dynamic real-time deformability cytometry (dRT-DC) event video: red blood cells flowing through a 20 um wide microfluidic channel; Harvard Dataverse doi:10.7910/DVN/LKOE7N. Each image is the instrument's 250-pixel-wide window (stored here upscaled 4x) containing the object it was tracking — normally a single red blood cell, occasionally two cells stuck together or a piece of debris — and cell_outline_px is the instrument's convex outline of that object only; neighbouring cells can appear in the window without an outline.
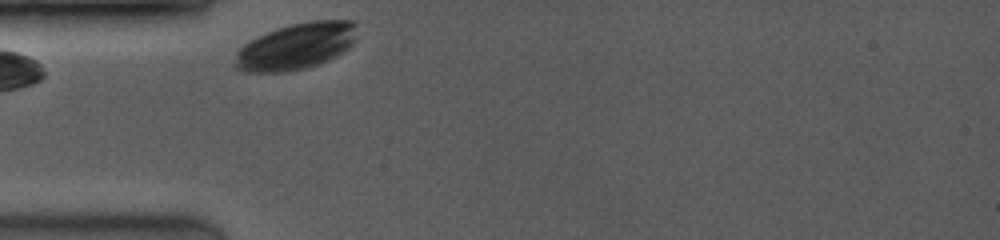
{"species": "common noctule bat (a hibernating species)", "species_latin": "Nyctalus noctula", "temperature_condition": "room temperature", "stored_images_in_passage": 24, "camera_frame_rate_fps": 3500, "um_per_image_px": 0.085, "animal": {"sex": "female", "body_mass_g": 19.0, "forearm_length_mm": 53.3}, "frame": {"image": 1, "passage_image": 1, "time_ms": 0.0, "image_size_px": [1000, 240], "cell_outline_px": [[356, 24], [352, 44], [348, 48], [336, 56], [328, 60], [304, 68], [280, 72], [244, 72], [232, 68], [232, 64], [236, 52], [244, 44], [276, 28], [292, 24], [312, 20], [356, 20]], "centroid_in_image_um": [25.12, 3.94], "position_along_channel_um": 59.9, "area_um2": 32.89}}
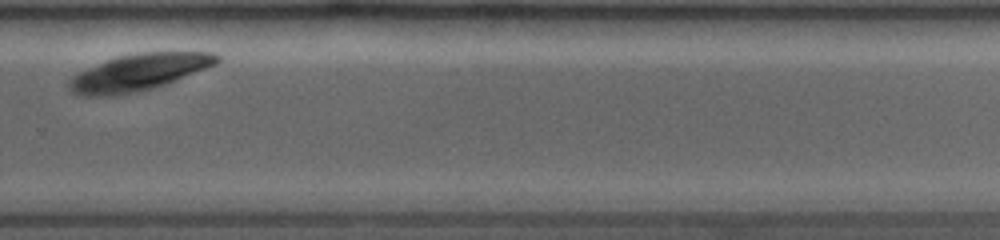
{"frame": {"image": 2, "passage_image": 18, "time_ms": 7.143, "image_size_px": [1000, 240], "cell_outline_px": [[220, 60], [216, 64], [164, 84], [152, 88], [136, 92], [116, 96], [80, 96], [72, 92], [68, 88], [68, 80], [76, 72], [116, 56], [140, 52], [212, 52], [220, 56]], "centroid_in_image_um": [11.72, 6.15], "position_along_channel_um": 318.1, "area_um2": 31.62}}
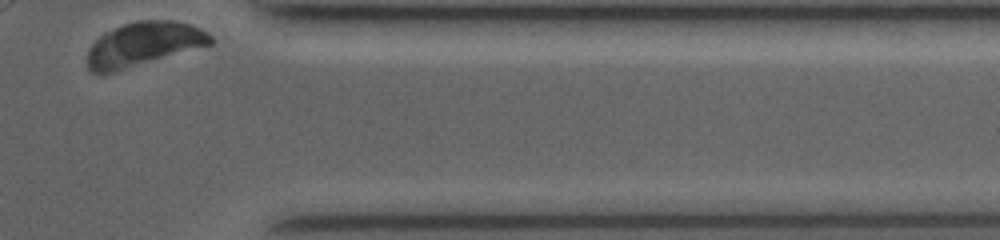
{"frame": {"image": 3, "passage_image": 24, "time_ms": 9.429, "image_size_px": [1000, 240], "cell_outline_px": [[216, 40], [212, 44], [116, 72], [92, 72], [88, 68], [88, 48], [100, 36], [124, 24], [136, 20], [172, 20], [192, 24], [208, 32]], "centroid_in_image_um": [12.26, 3.74], "position_along_channel_um": 399.1, "area_um2": 31.5}}